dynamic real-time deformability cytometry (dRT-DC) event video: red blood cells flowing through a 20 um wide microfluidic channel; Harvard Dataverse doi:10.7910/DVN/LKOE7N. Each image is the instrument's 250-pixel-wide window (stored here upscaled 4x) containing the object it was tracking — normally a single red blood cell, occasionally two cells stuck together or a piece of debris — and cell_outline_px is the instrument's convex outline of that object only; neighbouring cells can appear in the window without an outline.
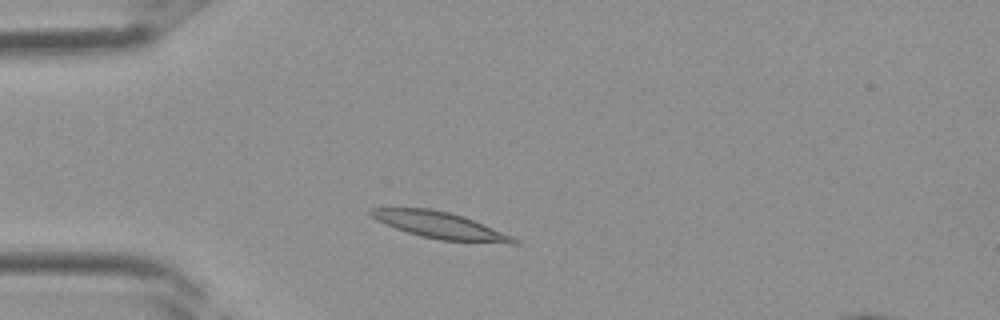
{"species": "Egyptian fruit bat (a non-hibernating species)", "species_latin": "Rousettus aegyptiacus", "temperature_condition": "room temperature", "stored_images_in_passage": 2, "camera_frame_rate_fps": 3000, "um_per_image_px": 0.085, "frame": {"image": 1, "passage_image": 2, "time_ms": 0.333, "image_size_px": [1000, 320], "cell_outline_px": [[520, 240], [516, 244], [508, 244], [440, 240], [420, 236], [396, 228], [376, 220], [368, 212], [372, 208], [432, 208], [464, 216], [512, 236]], "centroid_in_image_um": [37.44, 19.16], "position_along_channel_um": 47.6, "area_um2": 22.08}}